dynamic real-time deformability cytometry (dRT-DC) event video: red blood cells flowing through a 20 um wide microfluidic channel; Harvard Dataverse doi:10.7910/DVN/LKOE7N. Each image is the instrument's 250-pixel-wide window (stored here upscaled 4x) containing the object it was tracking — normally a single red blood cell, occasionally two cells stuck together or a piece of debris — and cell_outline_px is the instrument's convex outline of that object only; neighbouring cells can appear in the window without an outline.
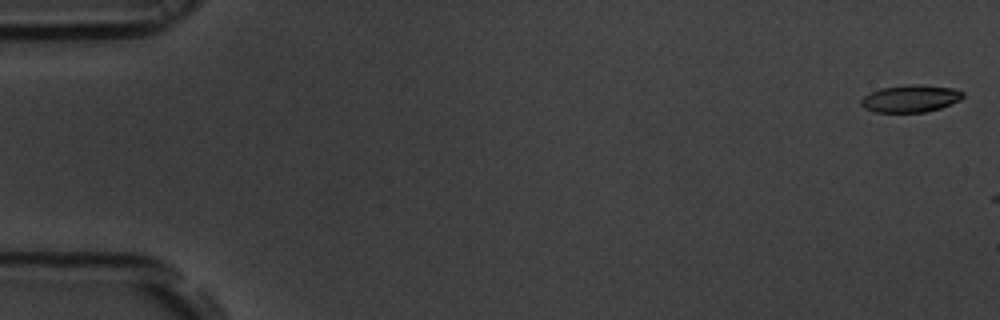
{"species": "common noctule bat (a hibernating species)", "species_latin": "Nyctalus noctula", "temperature_condition": "room temperature", "stored_images_in_passage": 4, "camera_frame_rate_fps": 3000, "um_per_image_px": 0.085, "animal": {"sex": "male", "body_mass_g": 19.5, "forearm_length_mm": 54.6}, "frame": {"image": 1, "passage_image": 2, "time_ms": 0.333, "image_size_px": [1000, 320], "cell_outline_px": [[964, 96], [960, 100], [940, 108], [924, 112], [876, 112], [864, 108], [860, 104], [860, 100], [864, 96], [880, 88], [908, 84], [920, 84], [956, 88], [964, 92]], "centroid_in_image_um": [77.41, 8.36], "position_along_channel_um": 7.6, "area_um2": 16.3}}